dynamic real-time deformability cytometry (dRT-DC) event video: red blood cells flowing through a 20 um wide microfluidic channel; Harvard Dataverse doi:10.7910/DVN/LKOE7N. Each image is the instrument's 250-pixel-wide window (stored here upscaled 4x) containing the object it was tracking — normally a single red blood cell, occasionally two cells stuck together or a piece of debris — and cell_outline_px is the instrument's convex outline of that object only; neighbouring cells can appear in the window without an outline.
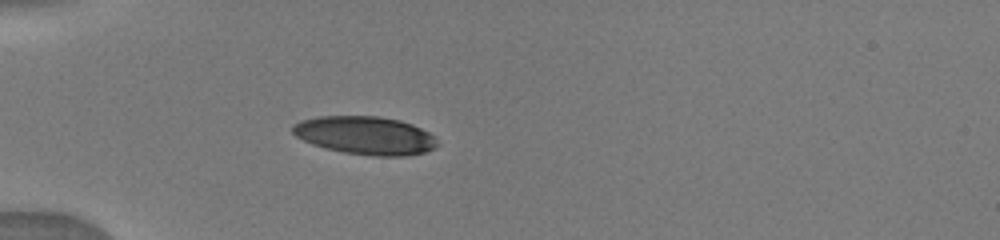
{"species": "human", "species_latin": "Homo sapiens", "temperature_condition": "warm", "stored_images_in_passage": 3, "camera_frame_rate_fps": 3000, "um_per_image_px": 0.085, "donor": {"sex": "male"}, "frame": {"image": 1, "passage_image": 1, "time_ms": 0.0, "image_size_px": [1000, 240], "cell_outline_px": [[440, 144], [436, 148], [424, 152], [404, 156], [372, 156], [344, 152], [312, 144], [296, 136], [292, 132], [292, 124], [300, 120], [320, 116], [376, 116], [400, 120], [412, 124], [428, 132]], "centroid_in_image_um": [31.05, 11.51], "position_along_channel_um": 54.0, "area_um2": 32.14}}